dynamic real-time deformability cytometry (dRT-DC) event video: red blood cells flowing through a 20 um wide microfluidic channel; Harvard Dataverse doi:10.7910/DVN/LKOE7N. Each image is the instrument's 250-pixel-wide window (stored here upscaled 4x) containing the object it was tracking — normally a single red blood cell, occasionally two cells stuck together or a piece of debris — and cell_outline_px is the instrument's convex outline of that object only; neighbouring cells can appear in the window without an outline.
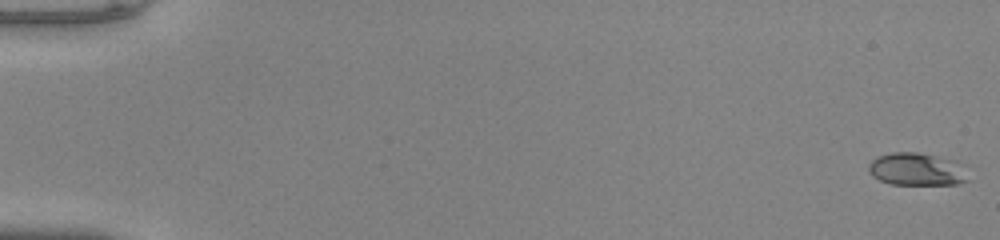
{"species": "common noctule bat (a hibernating species)", "species_latin": "Nyctalus noctula", "temperature_condition": "warm", "stored_images_in_passage": 52, "camera_frame_rate_fps": 3000, "um_per_image_px": 0.085, "animal": {"sex": "male", "body_mass_g": 20.0, "forearm_length_mm": 53.3}, "frame": {"image": 1, "passage_image": 1, "time_ms": 0.0, "image_size_px": [1000, 240], "cell_outline_px": [[968, 180], [956, 184], [892, 184], [880, 180], [872, 176], [868, 172], [868, 164], [872, 160], [880, 156], [892, 152], [916, 152], [956, 160]], "centroid_in_image_um": [77.86, 14.38], "position_along_channel_um": 7.1, "area_um2": 18.61}}
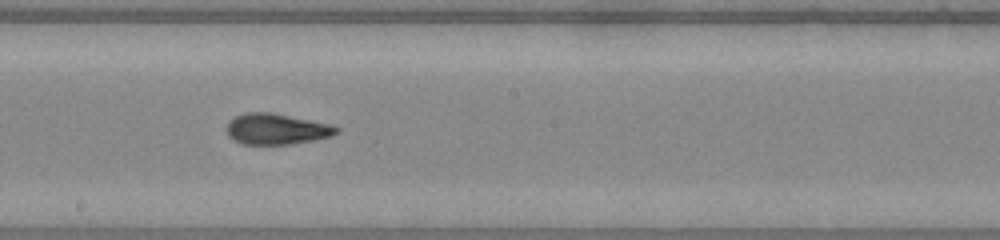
{"frame": {"image": 2, "passage_image": 30, "time_ms": 9.667, "image_size_px": [1000, 240], "cell_outline_px": [[340, 132], [332, 136], [312, 140], [288, 144], [244, 144], [228, 136], [228, 120], [244, 112], [272, 112], [328, 124], [340, 128]], "centroid_in_image_um": [23.5, 10.96], "position_along_channel_um": 224.7, "area_um2": 19.54}}
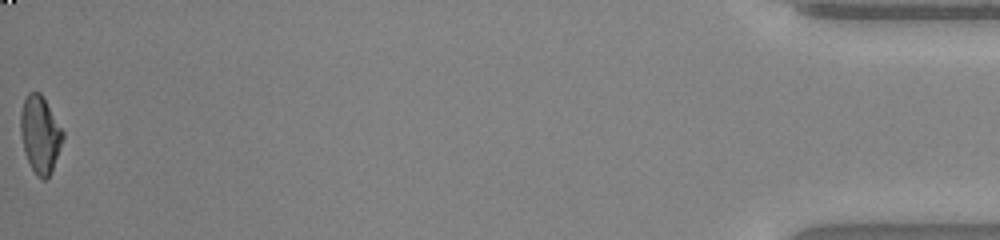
{"frame": {"image": 3, "passage_image": 52, "time_ms": 17.0, "image_size_px": [1000, 240], "cell_outline_px": [[64, 136], [52, 172], [44, 180], [36, 176], [24, 152], [20, 132], [20, 112], [24, 100], [28, 92], [40, 92], [64, 132]], "centroid_in_image_um": [3.4, 11.43], "position_along_channel_um": 431.8, "area_um2": 18.9}, "authors_computed_cell_mechanics": {"area_um2": 19.1896, "velocity_mm_per_s": 4.0909, "shape_relaxation_time_tau1_ms": null, "shape_relaxation_time_tau2_ms": 1.6797, "deformation_change_tau1": null, "deformation_change_tau2": 0.0783}}